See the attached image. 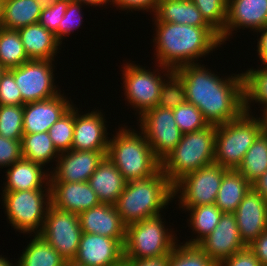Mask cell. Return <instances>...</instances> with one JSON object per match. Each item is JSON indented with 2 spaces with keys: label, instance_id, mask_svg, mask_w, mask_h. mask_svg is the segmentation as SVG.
Instances as JSON below:
<instances>
[{
  "label": "cell",
  "instance_id": "cell-1",
  "mask_svg": "<svg viewBox=\"0 0 267 266\" xmlns=\"http://www.w3.org/2000/svg\"><path fill=\"white\" fill-rule=\"evenodd\" d=\"M199 64L174 70L185 86L186 101L195 105L209 124L220 125L238 118L245 111L243 72L223 78Z\"/></svg>",
  "mask_w": 267,
  "mask_h": 266
},
{
  "label": "cell",
  "instance_id": "cell-2",
  "mask_svg": "<svg viewBox=\"0 0 267 266\" xmlns=\"http://www.w3.org/2000/svg\"><path fill=\"white\" fill-rule=\"evenodd\" d=\"M153 18L156 30L154 57L158 65L173 71L184 65L195 64V61L197 64L199 57L207 56L222 45L219 33L211 26L195 27L160 22Z\"/></svg>",
  "mask_w": 267,
  "mask_h": 266
},
{
  "label": "cell",
  "instance_id": "cell-3",
  "mask_svg": "<svg viewBox=\"0 0 267 266\" xmlns=\"http://www.w3.org/2000/svg\"><path fill=\"white\" fill-rule=\"evenodd\" d=\"M173 185L160 169L155 175L126 183L114 204L122 223L130 224L161 215L174 198ZM172 200V201H171Z\"/></svg>",
  "mask_w": 267,
  "mask_h": 266
},
{
  "label": "cell",
  "instance_id": "cell-4",
  "mask_svg": "<svg viewBox=\"0 0 267 266\" xmlns=\"http://www.w3.org/2000/svg\"><path fill=\"white\" fill-rule=\"evenodd\" d=\"M118 128L109 140L107 158L127 182L155 175L161 169V162L154 156L142 131L127 126Z\"/></svg>",
  "mask_w": 267,
  "mask_h": 266
},
{
  "label": "cell",
  "instance_id": "cell-5",
  "mask_svg": "<svg viewBox=\"0 0 267 266\" xmlns=\"http://www.w3.org/2000/svg\"><path fill=\"white\" fill-rule=\"evenodd\" d=\"M216 126L183 134L177 146L161 162V170L174 186L185 175L214 163Z\"/></svg>",
  "mask_w": 267,
  "mask_h": 266
},
{
  "label": "cell",
  "instance_id": "cell-6",
  "mask_svg": "<svg viewBox=\"0 0 267 266\" xmlns=\"http://www.w3.org/2000/svg\"><path fill=\"white\" fill-rule=\"evenodd\" d=\"M263 132L261 117L244 111L238 118L216 126L214 163L237 170L247 150Z\"/></svg>",
  "mask_w": 267,
  "mask_h": 266
},
{
  "label": "cell",
  "instance_id": "cell-7",
  "mask_svg": "<svg viewBox=\"0 0 267 266\" xmlns=\"http://www.w3.org/2000/svg\"><path fill=\"white\" fill-rule=\"evenodd\" d=\"M163 219L158 215L126 227L124 259L140 260L170 255L178 240L171 229L165 228L166 221Z\"/></svg>",
  "mask_w": 267,
  "mask_h": 266
},
{
  "label": "cell",
  "instance_id": "cell-8",
  "mask_svg": "<svg viewBox=\"0 0 267 266\" xmlns=\"http://www.w3.org/2000/svg\"><path fill=\"white\" fill-rule=\"evenodd\" d=\"M46 190V191H45ZM9 224L23 234H40L51 205V190L2 191ZM38 229V230H37ZM33 232V233H32Z\"/></svg>",
  "mask_w": 267,
  "mask_h": 266
},
{
  "label": "cell",
  "instance_id": "cell-9",
  "mask_svg": "<svg viewBox=\"0 0 267 266\" xmlns=\"http://www.w3.org/2000/svg\"><path fill=\"white\" fill-rule=\"evenodd\" d=\"M161 68L162 76L158 71V68L153 71L140 66L139 64L127 63L124 64L123 69V84L124 86V96L132 106V109L137 111L136 113L139 117L148 109L158 106L160 100V92L163 83L169 78L174 71L161 66L156 65ZM165 70V71H164ZM156 71H158L156 73ZM166 75V76H165ZM165 76V78H164ZM164 78V80H163Z\"/></svg>",
  "mask_w": 267,
  "mask_h": 266
},
{
  "label": "cell",
  "instance_id": "cell-10",
  "mask_svg": "<svg viewBox=\"0 0 267 266\" xmlns=\"http://www.w3.org/2000/svg\"><path fill=\"white\" fill-rule=\"evenodd\" d=\"M226 170L213 163L180 179L173 186L174 197L179 198V208L185 211L189 207L214 204Z\"/></svg>",
  "mask_w": 267,
  "mask_h": 266
},
{
  "label": "cell",
  "instance_id": "cell-11",
  "mask_svg": "<svg viewBox=\"0 0 267 266\" xmlns=\"http://www.w3.org/2000/svg\"><path fill=\"white\" fill-rule=\"evenodd\" d=\"M139 118V128L145 135L154 156L162 162L182 139L172 109L158 106L146 110Z\"/></svg>",
  "mask_w": 267,
  "mask_h": 266
},
{
  "label": "cell",
  "instance_id": "cell-12",
  "mask_svg": "<svg viewBox=\"0 0 267 266\" xmlns=\"http://www.w3.org/2000/svg\"><path fill=\"white\" fill-rule=\"evenodd\" d=\"M54 61L30 59L16 68L9 69L14 75L24 104L46 100L61 93L54 83Z\"/></svg>",
  "mask_w": 267,
  "mask_h": 266
},
{
  "label": "cell",
  "instance_id": "cell-13",
  "mask_svg": "<svg viewBox=\"0 0 267 266\" xmlns=\"http://www.w3.org/2000/svg\"><path fill=\"white\" fill-rule=\"evenodd\" d=\"M78 214L50 205L41 235L67 261H73L82 235Z\"/></svg>",
  "mask_w": 267,
  "mask_h": 266
},
{
  "label": "cell",
  "instance_id": "cell-14",
  "mask_svg": "<svg viewBox=\"0 0 267 266\" xmlns=\"http://www.w3.org/2000/svg\"><path fill=\"white\" fill-rule=\"evenodd\" d=\"M124 242L125 238L83 232L73 262L83 266H119L124 260Z\"/></svg>",
  "mask_w": 267,
  "mask_h": 266
},
{
  "label": "cell",
  "instance_id": "cell-15",
  "mask_svg": "<svg viewBox=\"0 0 267 266\" xmlns=\"http://www.w3.org/2000/svg\"><path fill=\"white\" fill-rule=\"evenodd\" d=\"M107 151L69 150L60 153L50 171V182H87Z\"/></svg>",
  "mask_w": 267,
  "mask_h": 266
},
{
  "label": "cell",
  "instance_id": "cell-16",
  "mask_svg": "<svg viewBox=\"0 0 267 266\" xmlns=\"http://www.w3.org/2000/svg\"><path fill=\"white\" fill-rule=\"evenodd\" d=\"M197 245L217 265L247 246L241 239L233 213H223L215 229Z\"/></svg>",
  "mask_w": 267,
  "mask_h": 266
},
{
  "label": "cell",
  "instance_id": "cell-17",
  "mask_svg": "<svg viewBox=\"0 0 267 266\" xmlns=\"http://www.w3.org/2000/svg\"><path fill=\"white\" fill-rule=\"evenodd\" d=\"M267 25V0H227V19L219 34L222 44L232 31L249 28L254 32Z\"/></svg>",
  "mask_w": 267,
  "mask_h": 266
},
{
  "label": "cell",
  "instance_id": "cell-18",
  "mask_svg": "<svg viewBox=\"0 0 267 266\" xmlns=\"http://www.w3.org/2000/svg\"><path fill=\"white\" fill-rule=\"evenodd\" d=\"M75 106V123L72 150L78 151H107L109 138L107 135L106 119L101 111H91L79 114ZM98 111V112H97Z\"/></svg>",
  "mask_w": 267,
  "mask_h": 266
},
{
  "label": "cell",
  "instance_id": "cell-19",
  "mask_svg": "<svg viewBox=\"0 0 267 266\" xmlns=\"http://www.w3.org/2000/svg\"><path fill=\"white\" fill-rule=\"evenodd\" d=\"M60 93L52 98L24 104L23 133L48 132L72 106L73 102Z\"/></svg>",
  "mask_w": 267,
  "mask_h": 266
},
{
  "label": "cell",
  "instance_id": "cell-20",
  "mask_svg": "<svg viewBox=\"0 0 267 266\" xmlns=\"http://www.w3.org/2000/svg\"><path fill=\"white\" fill-rule=\"evenodd\" d=\"M233 214L241 239L247 246L267 230V202L253 187Z\"/></svg>",
  "mask_w": 267,
  "mask_h": 266
},
{
  "label": "cell",
  "instance_id": "cell-21",
  "mask_svg": "<svg viewBox=\"0 0 267 266\" xmlns=\"http://www.w3.org/2000/svg\"><path fill=\"white\" fill-rule=\"evenodd\" d=\"M51 205L63 211L79 214L98 206L96 193L89 182H50Z\"/></svg>",
  "mask_w": 267,
  "mask_h": 266
},
{
  "label": "cell",
  "instance_id": "cell-22",
  "mask_svg": "<svg viewBox=\"0 0 267 266\" xmlns=\"http://www.w3.org/2000/svg\"><path fill=\"white\" fill-rule=\"evenodd\" d=\"M78 218L82 232L110 238H125L126 226L113 204L100 203L79 213Z\"/></svg>",
  "mask_w": 267,
  "mask_h": 266
},
{
  "label": "cell",
  "instance_id": "cell-23",
  "mask_svg": "<svg viewBox=\"0 0 267 266\" xmlns=\"http://www.w3.org/2000/svg\"><path fill=\"white\" fill-rule=\"evenodd\" d=\"M43 168L41 164L21 158L5 172L3 191L50 189V172Z\"/></svg>",
  "mask_w": 267,
  "mask_h": 266
},
{
  "label": "cell",
  "instance_id": "cell-24",
  "mask_svg": "<svg viewBox=\"0 0 267 266\" xmlns=\"http://www.w3.org/2000/svg\"><path fill=\"white\" fill-rule=\"evenodd\" d=\"M89 184L101 203L115 204L127 181L105 156L89 178Z\"/></svg>",
  "mask_w": 267,
  "mask_h": 266
},
{
  "label": "cell",
  "instance_id": "cell-25",
  "mask_svg": "<svg viewBox=\"0 0 267 266\" xmlns=\"http://www.w3.org/2000/svg\"><path fill=\"white\" fill-rule=\"evenodd\" d=\"M25 52L29 59L54 60L61 42L55 34L39 23L18 29Z\"/></svg>",
  "mask_w": 267,
  "mask_h": 266
},
{
  "label": "cell",
  "instance_id": "cell-26",
  "mask_svg": "<svg viewBox=\"0 0 267 266\" xmlns=\"http://www.w3.org/2000/svg\"><path fill=\"white\" fill-rule=\"evenodd\" d=\"M153 15L160 22L210 26L191 0H159Z\"/></svg>",
  "mask_w": 267,
  "mask_h": 266
},
{
  "label": "cell",
  "instance_id": "cell-27",
  "mask_svg": "<svg viewBox=\"0 0 267 266\" xmlns=\"http://www.w3.org/2000/svg\"><path fill=\"white\" fill-rule=\"evenodd\" d=\"M251 187L252 184L238 170L227 169L215 204L223 213H234Z\"/></svg>",
  "mask_w": 267,
  "mask_h": 266
},
{
  "label": "cell",
  "instance_id": "cell-28",
  "mask_svg": "<svg viewBox=\"0 0 267 266\" xmlns=\"http://www.w3.org/2000/svg\"><path fill=\"white\" fill-rule=\"evenodd\" d=\"M41 11L35 0H2L0 27L18 30L36 24Z\"/></svg>",
  "mask_w": 267,
  "mask_h": 266
},
{
  "label": "cell",
  "instance_id": "cell-29",
  "mask_svg": "<svg viewBox=\"0 0 267 266\" xmlns=\"http://www.w3.org/2000/svg\"><path fill=\"white\" fill-rule=\"evenodd\" d=\"M33 239L23 250L17 266H65L66 260L41 235Z\"/></svg>",
  "mask_w": 267,
  "mask_h": 266
},
{
  "label": "cell",
  "instance_id": "cell-30",
  "mask_svg": "<svg viewBox=\"0 0 267 266\" xmlns=\"http://www.w3.org/2000/svg\"><path fill=\"white\" fill-rule=\"evenodd\" d=\"M21 147L22 158L45 167L49 162H53L51 160L56 161L60 155L48 132L23 134Z\"/></svg>",
  "mask_w": 267,
  "mask_h": 266
},
{
  "label": "cell",
  "instance_id": "cell-31",
  "mask_svg": "<svg viewBox=\"0 0 267 266\" xmlns=\"http://www.w3.org/2000/svg\"><path fill=\"white\" fill-rule=\"evenodd\" d=\"M189 214L188 224L192 233L198 234L194 236L196 238H191L186 241L187 245H197L201 240L208 236L218 225L223 212L219 207L214 204L201 205L196 207H189L186 209Z\"/></svg>",
  "mask_w": 267,
  "mask_h": 266
},
{
  "label": "cell",
  "instance_id": "cell-32",
  "mask_svg": "<svg viewBox=\"0 0 267 266\" xmlns=\"http://www.w3.org/2000/svg\"><path fill=\"white\" fill-rule=\"evenodd\" d=\"M245 111L252 113V102L261 105V115L267 114V66L248 69L244 73Z\"/></svg>",
  "mask_w": 267,
  "mask_h": 266
},
{
  "label": "cell",
  "instance_id": "cell-33",
  "mask_svg": "<svg viewBox=\"0 0 267 266\" xmlns=\"http://www.w3.org/2000/svg\"><path fill=\"white\" fill-rule=\"evenodd\" d=\"M251 184L267 170V136L262 132L237 169Z\"/></svg>",
  "mask_w": 267,
  "mask_h": 266
},
{
  "label": "cell",
  "instance_id": "cell-34",
  "mask_svg": "<svg viewBox=\"0 0 267 266\" xmlns=\"http://www.w3.org/2000/svg\"><path fill=\"white\" fill-rule=\"evenodd\" d=\"M30 60L18 30L0 27V64L5 69L16 68Z\"/></svg>",
  "mask_w": 267,
  "mask_h": 266
},
{
  "label": "cell",
  "instance_id": "cell-35",
  "mask_svg": "<svg viewBox=\"0 0 267 266\" xmlns=\"http://www.w3.org/2000/svg\"><path fill=\"white\" fill-rule=\"evenodd\" d=\"M168 266H218L198 245L176 244Z\"/></svg>",
  "mask_w": 267,
  "mask_h": 266
},
{
  "label": "cell",
  "instance_id": "cell-36",
  "mask_svg": "<svg viewBox=\"0 0 267 266\" xmlns=\"http://www.w3.org/2000/svg\"><path fill=\"white\" fill-rule=\"evenodd\" d=\"M75 123V105L55 122L48 133L59 153L71 150Z\"/></svg>",
  "mask_w": 267,
  "mask_h": 266
},
{
  "label": "cell",
  "instance_id": "cell-37",
  "mask_svg": "<svg viewBox=\"0 0 267 266\" xmlns=\"http://www.w3.org/2000/svg\"><path fill=\"white\" fill-rule=\"evenodd\" d=\"M24 105H0V135L22 140Z\"/></svg>",
  "mask_w": 267,
  "mask_h": 266
},
{
  "label": "cell",
  "instance_id": "cell-38",
  "mask_svg": "<svg viewBox=\"0 0 267 266\" xmlns=\"http://www.w3.org/2000/svg\"><path fill=\"white\" fill-rule=\"evenodd\" d=\"M172 112L175 122L183 134L201 130L209 125L202 112L187 101L173 109Z\"/></svg>",
  "mask_w": 267,
  "mask_h": 266
},
{
  "label": "cell",
  "instance_id": "cell-39",
  "mask_svg": "<svg viewBox=\"0 0 267 266\" xmlns=\"http://www.w3.org/2000/svg\"><path fill=\"white\" fill-rule=\"evenodd\" d=\"M205 21L219 34L227 19V0H191Z\"/></svg>",
  "mask_w": 267,
  "mask_h": 266
},
{
  "label": "cell",
  "instance_id": "cell-40",
  "mask_svg": "<svg viewBox=\"0 0 267 266\" xmlns=\"http://www.w3.org/2000/svg\"><path fill=\"white\" fill-rule=\"evenodd\" d=\"M186 102V90L182 80L173 73L163 83L158 107L175 109Z\"/></svg>",
  "mask_w": 267,
  "mask_h": 266
},
{
  "label": "cell",
  "instance_id": "cell-41",
  "mask_svg": "<svg viewBox=\"0 0 267 266\" xmlns=\"http://www.w3.org/2000/svg\"><path fill=\"white\" fill-rule=\"evenodd\" d=\"M83 4L70 0L63 19L59 23L58 31L55 33V37L61 42L64 40L65 36L70 35L74 32V29L80 27L82 24V8Z\"/></svg>",
  "mask_w": 267,
  "mask_h": 266
},
{
  "label": "cell",
  "instance_id": "cell-42",
  "mask_svg": "<svg viewBox=\"0 0 267 266\" xmlns=\"http://www.w3.org/2000/svg\"><path fill=\"white\" fill-rule=\"evenodd\" d=\"M0 105H24L13 73L6 69L0 79Z\"/></svg>",
  "mask_w": 267,
  "mask_h": 266
},
{
  "label": "cell",
  "instance_id": "cell-43",
  "mask_svg": "<svg viewBox=\"0 0 267 266\" xmlns=\"http://www.w3.org/2000/svg\"><path fill=\"white\" fill-rule=\"evenodd\" d=\"M70 0H58L55 4L41 11L38 23L45 29L56 33L59 23L63 19Z\"/></svg>",
  "mask_w": 267,
  "mask_h": 266
},
{
  "label": "cell",
  "instance_id": "cell-44",
  "mask_svg": "<svg viewBox=\"0 0 267 266\" xmlns=\"http://www.w3.org/2000/svg\"><path fill=\"white\" fill-rule=\"evenodd\" d=\"M21 141L0 135V168H7L22 158Z\"/></svg>",
  "mask_w": 267,
  "mask_h": 266
},
{
  "label": "cell",
  "instance_id": "cell-45",
  "mask_svg": "<svg viewBox=\"0 0 267 266\" xmlns=\"http://www.w3.org/2000/svg\"><path fill=\"white\" fill-rule=\"evenodd\" d=\"M218 266H262L255 253L246 246L232 256L221 261Z\"/></svg>",
  "mask_w": 267,
  "mask_h": 266
},
{
  "label": "cell",
  "instance_id": "cell-46",
  "mask_svg": "<svg viewBox=\"0 0 267 266\" xmlns=\"http://www.w3.org/2000/svg\"><path fill=\"white\" fill-rule=\"evenodd\" d=\"M159 0H112L113 4L119 10L144 11L155 13Z\"/></svg>",
  "mask_w": 267,
  "mask_h": 266
},
{
  "label": "cell",
  "instance_id": "cell-47",
  "mask_svg": "<svg viewBox=\"0 0 267 266\" xmlns=\"http://www.w3.org/2000/svg\"><path fill=\"white\" fill-rule=\"evenodd\" d=\"M262 266H267V230H264L250 245Z\"/></svg>",
  "mask_w": 267,
  "mask_h": 266
},
{
  "label": "cell",
  "instance_id": "cell-48",
  "mask_svg": "<svg viewBox=\"0 0 267 266\" xmlns=\"http://www.w3.org/2000/svg\"><path fill=\"white\" fill-rule=\"evenodd\" d=\"M169 255L145 258V259H124L125 266H168Z\"/></svg>",
  "mask_w": 267,
  "mask_h": 266
},
{
  "label": "cell",
  "instance_id": "cell-49",
  "mask_svg": "<svg viewBox=\"0 0 267 266\" xmlns=\"http://www.w3.org/2000/svg\"><path fill=\"white\" fill-rule=\"evenodd\" d=\"M257 32L261 33L260 38L257 39V55L261 63L267 66V25Z\"/></svg>",
  "mask_w": 267,
  "mask_h": 266
},
{
  "label": "cell",
  "instance_id": "cell-50",
  "mask_svg": "<svg viewBox=\"0 0 267 266\" xmlns=\"http://www.w3.org/2000/svg\"><path fill=\"white\" fill-rule=\"evenodd\" d=\"M252 187L267 202V170L252 184Z\"/></svg>",
  "mask_w": 267,
  "mask_h": 266
},
{
  "label": "cell",
  "instance_id": "cell-51",
  "mask_svg": "<svg viewBox=\"0 0 267 266\" xmlns=\"http://www.w3.org/2000/svg\"><path fill=\"white\" fill-rule=\"evenodd\" d=\"M73 1H75V2H79V3H83V5H85V6H89V5H91V7L93 6H106L107 4H109L112 0H73Z\"/></svg>",
  "mask_w": 267,
  "mask_h": 266
},
{
  "label": "cell",
  "instance_id": "cell-52",
  "mask_svg": "<svg viewBox=\"0 0 267 266\" xmlns=\"http://www.w3.org/2000/svg\"><path fill=\"white\" fill-rule=\"evenodd\" d=\"M58 0H35L38 4L39 8L43 10L44 8H48L55 4Z\"/></svg>",
  "mask_w": 267,
  "mask_h": 266
},
{
  "label": "cell",
  "instance_id": "cell-53",
  "mask_svg": "<svg viewBox=\"0 0 267 266\" xmlns=\"http://www.w3.org/2000/svg\"><path fill=\"white\" fill-rule=\"evenodd\" d=\"M15 263L12 264V261L10 263L9 260H7V258L3 257L2 255H0V266H17V265H14Z\"/></svg>",
  "mask_w": 267,
  "mask_h": 266
},
{
  "label": "cell",
  "instance_id": "cell-54",
  "mask_svg": "<svg viewBox=\"0 0 267 266\" xmlns=\"http://www.w3.org/2000/svg\"><path fill=\"white\" fill-rule=\"evenodd\" d=\"M260 117H262L261 120H262V124H263V132L267 136V114L260 115Z\"/></svg>",
  "mask_w": 267,
  "mask_h": 266
},
{
  "label": "cell",
  "instance_id": "cell-55",
  "mask_svg": "<svg viewBox=\"0 0 267 266\" xmlns=\"http://www.w3.org/2000/svg\"><path fill=\"white\" fill-rule=\"evenodd\" d=\"M65 266H83V265H79L73 261H69V262H66V265Z\"/></svg>",
  "mask_w": 267,
  "mask_h": 266
},
{
  "label": "cell",
  "instance_id": "cell-56",
  "mask_svg": "<svg viewBox=\"0 0 267 266\" xmlns=\"http://www.w3.org/2000/svg\"><path fill=\"white\" fill-rule=\"evenodd\" d=\"M6 69L0 64V79Z\"/></svg>",
  "mask_w": 267,
  "mask_h": 266
},
{
  "label": "cell",
  "instance_id": "cell-57",
  "mask_svg": "<svg viewBox=\"0 0 267 266\" xmlns=\"http://www.w3.org/2000/svg\"><path fill=\"white\" fill-rule=\"evenodd\" d=\"M1 8H2V0H0V20H1Z\"/></svg>",
  "mask_w": 267,
  "mask_h": 266
}]
</instances>
